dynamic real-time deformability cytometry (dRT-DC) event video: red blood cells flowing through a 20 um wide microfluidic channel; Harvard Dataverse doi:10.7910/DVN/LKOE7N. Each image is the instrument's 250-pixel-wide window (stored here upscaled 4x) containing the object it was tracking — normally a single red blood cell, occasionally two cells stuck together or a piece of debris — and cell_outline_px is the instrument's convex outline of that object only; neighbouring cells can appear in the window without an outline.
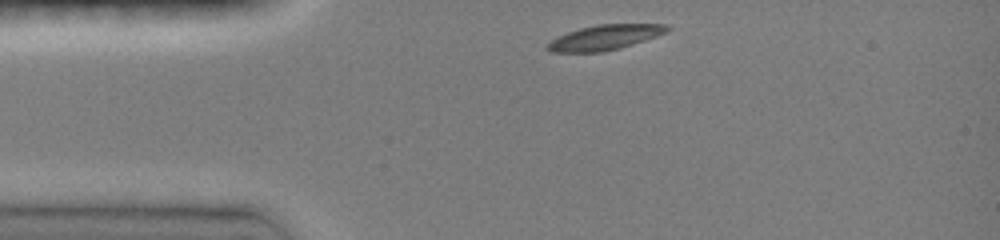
{"species": "common noctule bat (a hibernating species)", "species_latin": "Nyctalus noctula", "temperature_condition": "room temperature", "stored_images_in_passage": 32, "camera_frame_rate_fps": 3000, "um_per_image_px": 0.085, "animal": {"sex": "female", "body_mass_g": 19.0, "forearm_length_mm": 51.5}, "frame": {"image": 1, "passage_image": 1, "time_ms": 0.0, "image_size_px": [1000, 240], "cell_outline_px": [[672, 28], [656, 36], [620, 48], [604, 52], [552, 52], [544, 48], [552, 40], [568, 32], [580, 28], [600, 24], [668, 24]], "centroid_in_image_um": [51.41, 3.18], "position_along_channel_um": 33.6, "area_um2": 17.22}}
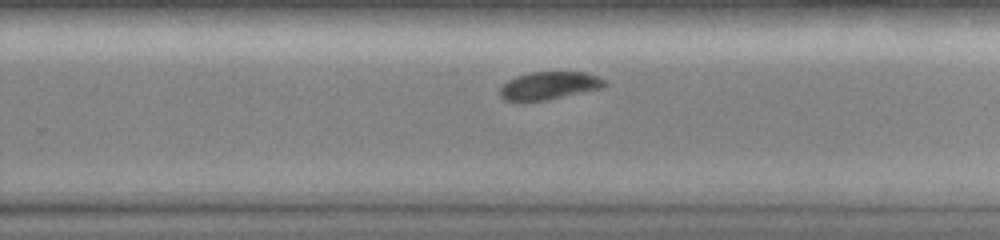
{"frame": {"image": 2, "passage_image": 22, "time_ms": 7.0, "image_size_px": [1000, 240], "cell_outline_px": [[608, 84], [604, 88], [544, 100], [504, 100], [500, 96], [500, 88], [508, 80], [516, 76], [532, 72], [588, 72], [604, 80]], "centroid_in_image_um": [46.71, 7.26], "position_along_channel_um": 283.1, "area_um2": 16.76}}
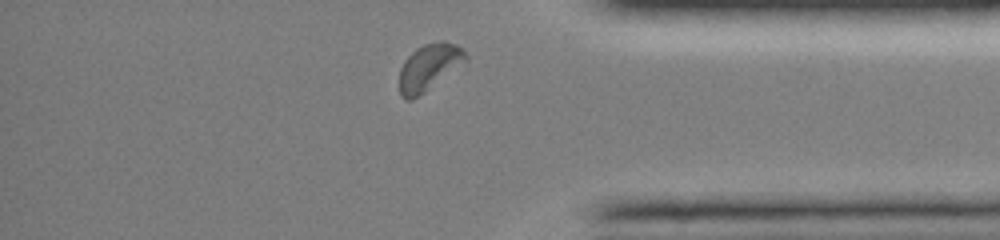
{"frame": {"image": 3, "passage_image": 30, "time_ms": 10.0, "image_size_px": [1000, 240], "cell_outline_px": [[468, 60], [424, 92], [412, 100], [404, 100], [400, 96], [400, 68], [404, 60], [416, 48], [424, 44], [440, 40], [444, 40], [456, 44], [468, 56]], "centroid_in_image_um": [36.45, 5.7], "position_along_channel_um": 398.7, "area_um2": 17.92}, "authors_computed_cell_mechanics": {"area_um2": 17.918, "velocity_mm_per_s": 4.0084, "shape_relaxation_time_tau1_ms": 1.6585, "shape_relaxation_time_tau2_ms": null, "deformation_change_tau1": 0.0919, "deformation_change_tau2": null}}